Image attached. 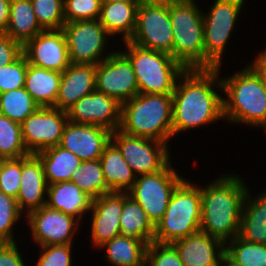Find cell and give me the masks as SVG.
<instances>
[{
  "instance_id": "7402d4cb",
  "label": "cell",
  "mask_w": 266,
  "mask_h": 266,
  "mask_svg": "<svg viewBox=\"0 0 266 266\" xmlns=\"http://www.w3.org/2000/svg\"><path fill=\"white\" fill-rule=\"evenodd\" d=\"M184 266H219L225 244L206 233L198 232L171 243Z\"/></svg>"
},
{
  "instance_id": "d590c367",
  "label": "cell",
  "mask_w": 266,
  "mask_h": 266,
  "mask_svg": "<svg viewBox=\"0 0 266 266\" xmlns=\"http://www.w3.org/2000/svg\"><path fill=\"white\" fill-rule=\"evenodd\" d=\"M33 10L43 30L62 29L64 18V0H30Z\"/></svg>"
},
{
  "instance_id": "4fadbf2b",
  "label": "cell",
  "mask_w": 266,
  "mask_h": 266,
  "mask_svg": "<svg viewBox=\"0 0 266 266\" xmlns=\"http://www.w3.org/2000/svg\"><path fill=\"white\" fill-rule=\"evenodd\" d=\"M68 123L67 112L55 107H39L21 123L22 140L30 154L60 145Z\"/></svg>"
},
{
  "instance_id": "c3c4849f",
  "label": "cell",
  "mask_w": 266,
  "mask_h": 266,
  "mask_svg": "<svg viewBox=\"0 0 266 266\" xmlns=\"http://www.w3.org/2000/svg\"><path fill=\"white\" fill-rule=\"evenodd\" d=\"M140 3H169L173 0H139Z\"/></svg>"
},
{
  "instance_id": "cb8c5ba5",
  "label": "cell",
  "mask_w": 266,
  "mask_h": 266,
  "mask_svg": "<svg viewBox=\"0 0 266 266\" xmlns=\"http://www.w3.org/2000/svg\"><path fill=\"white\" fill-rule=\"evenodd\" d=\"M247 191L243 202L238 237L257 244H266V188L258 195Z\"/></svg>"
},
{
  "instance_id": "4dcf8cb0",
  "label": "cell",
  "mask_w": 266,
  "mask_h": 266,
  "mask_svg": "<svg viewBox=\"0 0 266 266\" xmlns=\"http://www.w3.org/2000/svg\"><path fill=\"white\" fill-rule=\"evenodd\" d=\"M121 235L133 239H142L147 244L153 242L155 226L148 219L141 206L123 192V209L120 215Z\"/></svg>"
},
{
  "instance_id": "277c9868",
  "label": "cell",
  "mask_w": 266,
  "mask_h": 266,
  "mask_svg": "<svg viewBox=\"0 0 266 266\" xmlns=\"http://www.w3.org/2000/svg\"><path fill=\"white\" fill-rule=\"evenodd\" d=\"M119 130L168 144L173 138L172 94H137L122 103Z\"/></svg>"
},
{
  "instance_id": "b9f144b4",
  "label": "cell",
  "mask_w": 266,
  "mask_h": 266,
  "mask_svg": "<svg viewBox=\"0 0 266 266\" xmlns=\"http://www.w3.org/2000/svg\"><path fill=\"white\" fill-rule=\"evenodd\" d=\"M72 245L39 246L41 250L35 266H72Z\"/></svg>"
},
{
  "instance_id": "8fae6325",
  "label": "cell",
  "mask_w": 266,
  "mask_h": 266,
  "mask_svg": "<svg viewBox=\"0 0 266 266\" xmlns=\"http://www.w3.org/2000/svg\"><path fill=\"white\" fill-rule=\"evenodd\" d=\"M129 42L172 56L173 28L169 3H140L137 8L136 28Z\"/></svg>"
},
{
  "instance_id": "5b68a950",
  "label": "cell",
  "mask_w": 266,
  "mask_h": 266,
  "mask_svg": "<svg viewBox=\"0 0 266 266\" xmlns=\"http://www.w3.org/2000/svg\"><path fill=\"white\" fill-rule=\"evenodd\" d=\"M172 57L185 69H205L203 13L196 0L169 2Z\"/></svg>"
},
{
  "instance_id": "74e56055",
  "label": "cell",
  "mask_w": 266,
  "mask_h": 266,
  "mask_svg": "<svg viewBox=\"0 0 266 266\" xmlns=\"http://www.w3.org/2000/svg\"><path fill=\"white\" fill-rule=\"evenodd\" d=\"M102 0H64L66 22L99 19Z\"/></svg>"
},
{
  "instance_id": "f546056e",
  "label": "cell",
  "mask_w": 266,
  "mask_h": 266,
  "mask_svg": "<svg viewBox=\"0 0 266 266\" xmlns=\"http://www.w3.org/2000/svg\"><path fill=\"white\" fill-rule=\"evenodd\" d=\"M43 29L37 22L30 0H11L8 27L5 34L22 46Z\"/></svg>"
},
{
  "instance_id": "d6a6232c",
  "label": "cell",
  "mask_w": 266,
  "mask_h": 266,
  "mask_svg": "<svg viewBox=\"0 0 266 266\" xmlns=\"http://www.w3.org/2000/svg\"><path fill=\"white\" fill-rule=\"evenodd\" d=\"M38 108L39 105L24 87L0 93V114L12 121L21 124Z\"/></svg>"
},
{
  "instance_id": "6da1fadb",
  "label": "cell",
  "mask_w": 266,
  "mask_h": 266,
  "mask_svg": "<svg viewBox=\"0 0 266 266\" xmlns=\"http://www.w3.org/2000/svg\"><path fill=\"white\" fill-rule=\"evenodd\" d=\"M220 70L186 69L179 76L172 94L173 136L225 121Z\"/></svg>"
},
{
  "instance_id": "44dd1931",
  "label": "cell",
  "mask_w": 266,
  "mask_h": 266,
  "mask_svg": "<svg viewBox=\"0 0 266 266\" xmlns=\"http://www.w3.org/2000/svg\"><path fill=\"white\" fill-rule=\"evenodd\" d=\"M96 90V65L70 64L63 72L53 107L67 111L82 97Z\"/></svg>"
},
{
  "instance_id": "681fc988",
  "label": "cell",
  "mask_w": 266,
  "mask_h": 266,
  "mask_svg": "<svg viewBox=\"0 0 266 266\" xmlns=\"http://www.w3.org/2000/svg\"><path fill=\"white\" fill-rule=\"evenodd\" d=\"M102 2H140L139 0H102Z\"/></svg>"
},
{
  "instance_id": "f35d334b",
  "label": "cell",
  "mask_w": 266,
  "mask_h": 266,
  "mask_svg": "<svg viewBox=\"0 0 266 266\" xmlns=\"http://www.w3.org/2000/svg\"><path fill=\"white\" fill-rule=\"evenodd\" d=\"M21 172L22 157L1 159L0 191L16 199L20 190Z\"/></svg>"
},
{
  "instance_id": "ffe728a7",
  "label": "cell",
  "mask_w": 266,
  "mask_h": 266,
  "mask_svg": "<svg viewBox=\"0 0 266 266\" xmlns=\"http://www.w3.org/2000/svg\"><path fill=\"white\" fill-rule=\"evenodd\" d=\"M47 187L40 159L35 154L23 156L20 190L16 200L24 216L46 205Z\"/></svg>"
},
{
  "instance_id": "7c38bea8",
  "label": "cell",
  "mask_w": 266,
  "mask_h": 266,
  "mask_svg": "<svg viewBox=\"0 0 266 266\" xmlns=\"http://www.w3.org/2000/svg\"><path fill=\"white\" fill-rule=\"evenodd\" d=\"M111 142L136 176L156 173L171 161L169 144L155 139L127 135L117 129L111 133Z\"/></svg>"
},
{
  "instance_id": "f907efd6",
  "label": "cell",
  "mask_w": 266,
  "mask_h": 266,
  "mask_svg": "<svg viewBox=\"0 0 266 266\" xmlns=\"http://www.w3.org/2000/svg\"><path fill=\"white\" fill-rule=\"evenodd\" d=\"M260 58L265 59L266 60V46L264 50H261V52H259L257 54Z\"/></svg>"
},
{
  "instance_id": "4316f807",
  "label": "cell",
  "mask_w": 266,
  "mask_h": 266,
  "mask_svg": "<svg viewBox=\"0 0 266 266\" xmlns=\"http://www.w3.org/2000/svg\"><path fill=\"white\" fill-rule=\"evenodd\" d=\"M147 246L142 239L119 235L98 248H105L104 258L111 266H146Z\"/></svg>"
},
{
  "instance_id": "f1b7e54d",
  "label": "cell",
  "mask_w": 266,
  "mask_h": 266,
  "mask_svg": "<svg viewBox=\"0 0 266 266\" xmlns=\"http://www.w3.org/2000/svg\"><path fill=\"white\" fill-rule=\"evenodd\" d=\"M41 161L48 185L70 181L81 160L60 145L47 148L35 154Z\"/></svg>"
},
{
  "instance_id": "7a4b0ae2",
  "label": "cell",
  "mask_w": 266,
  "mask_h": 266,
  "mask_svg": "<svg viewBox=\"0 0 266 266\" xmlns=\"http://www.w3.org/2000/svg\"><path fill=\"white\" fill-rule=\"evenodd\" d=\"M223 173L201 186L200 231L224 244L238 236L248 187L238 174Z\"/></svg>"
},
{
  "instance_id": "f6af8a7d",
  "label": "cell",
  "mask_w": 266,
  "mask_h": 266,
  "mask_svg": "<svg viewBox=\"0 0 266 266\" xmlns=\"http://www.w3.org/2000/svg\"><path fill=\"white\" fill-rule=\"evenodd\" d=\"M11 0H0V33H5L8 27Z\"/></svg>"
},
{
  "instance_id": "ab89813d",
  "label": "cell",
  "mask_w": 266,
  "mask_h": 266,
  "mask_svg": "<svg viewBox=\"0 0 266 266\" xmlns=\"http://www.w3.org/2000/svg\"><path fill=\"white\" fill-rule=\"evenodd\" d=\"M28 62L22 54L13 63L0 67V93L24 87Z\"/></svg>"
},
{
  "instance_id": "52a82bcc",
  "label": "cell",
  "mask_w": 266,
  "mask_h": 266,
  "mask_svg": "<svg viewBox=\"0 0 266 266\" xmlns=\"http://www.w3.org/2000/svg\"><path fill=\"white\" fill-rule=\"evenodd\" d=\"M119 50L134 69L139 94H173L179 76L186 70L171 55L124 41Z\"/></svg>"
},
{
  "instance_id": "ac0fdd59",
  "label": "cell",
  "mask_w": 266,
  "mask_h": 266,
  "mask_svg": "<svg viewBox=\"0 0 266 266\" xmlns=\"http://www.w3.org/2000/svg\"><path fill=\"white\" fill-rule=\"evenodd\" d=\"M123 209V192H111L92 200L89 214L90 237L92 246L97 248L103 243L121 235L120 215Z\"/></svg>"
},
{
  "instance_id": "ba28073f",
  "label": "cell",
  "mask_w": 266,
  "mask_h": 266,
  "mask_svg": "<svg viewBox=\"0 0 266 266\" xmlns=\"http://www.w3.org/2000/svg\"><path fill=\"white\" fill-rule=\"evenodd\" d=\"M247 1V0H246ZM245 0H214L203 12L205 69L221 67L233 29L236 30ZM243 8V9H242ZM242 9V10H241Z\"/></svg>"
},
{
  "instance_id": "9c48e42d",
  "label": "cell",
  "mask_w": 266,
  "mask_h": 266,
  "mask_svg": "<svg viewBox=\"0 0 266 266\" xmlns=\"http://www.w3.org/2000/svg\"><path fill=\"white\" fill-rule=\"evenodd\" d=\"M171 163L156 173L137 176L127 192L146 212L154 226L164 216L173 191L185 179Z\"/></svg>"
},
{
  "instance_id": "2e32d148",
  "label": "cell",
  "mask_w": 266,
  "mask_h": 266,
  "mask_svg": "<svg viewBox=\"0 0 266 266\" xmlns=\"http://www.w3.org/2000/svg\"><path fill=\"white\" fill-rule=\"evenodd\" d=\"M66 112L69 122L97 125L112 132L120 128L121 104L96 90L79 99Z\"/></svg>"
},
{
  "instance_id": "ee69618b",
  "label": "cell",
  "mask_w": 266,
  "mask_h": 266,
  "mask_svg": "<svg viewBox=\"0 0 266 266\" xmlns=\"http://www.w3.org/2000/svg\"><path fill=\"white\" fill-rule=\"evenodd\" d=\"M17 243L18 241L6 243L0 248V266H26L23 255H21L23 252L20 253Z\"/></svg>"
},
{
  "instance_id": "bcb514c9",
  "label": "cell",
  "mask_w": 266,
  "mask_h": 266,
  "mask_svg": "<svg viewBox=\"0 0 266 266\" xmlns=\"http://www.w3.org/2000/svg\"><path fill=\"white\" fill-rule=\"evenodd\" d=\"M255 57L254 62L251 61L248 65L259 75L266 90V60L260 58L258 55Z\"/></svg>"
},
{
  "instance_id": "8992f818",
  "label": "cell",
  "mask_w": 266,
  "mask_h": 266,
  "mask_svg": "<svg viewBox=\"0 0 266 266\" xmlns=\"http://www.w3.org/2000/svg\"><path fill=\"white\" fill-rule=\"evenodd\" d=\"M201 185L184 179L173 191L162 219L155 225L153 242L172 243L200 232Z\"/></svg>"
},
{
  "instance_id": "e575fe53",
  "label": "cell",
  "mask_w": 266,
  "mask_h": 266,
  "mask_svg": "<svg viewBox=\"0 0 266 266\" xmlns=\"http://www.w3.org/2000/svg\"><path fill=\"white\" fill-rule=\"evenodd\" d=\"M225 253L241 266H266V244L251 243L236 236L225 244Z\"/></svg>"
},
{
  "instance_id": "8d00e7d4",
  "label": "cell",
  "mask_w": 266,
  "mask_h": 266,
  "mask_svg": "<svg viewBox=\"0 0 266 266\" xmlns=\"http://www.w3.org/2000/svg\"><path fill=\"white\" fill-rule=\"evenodd\" d=\"M24 214L20 211L17 200L0 191V238L6 243H15L14 226Z\"/></svg>"
},
{
  "instance_id": "5bb4252c",
  "label": "cell",
  "mask_w": 266,
  "mask_h": 266,
  "mask_svg": "<svg viewBox=\"0 0 266 266\" xmlns=\"http://www.w3.org/2000/svg\"><path fill=\"white\" fill-rule=\"evenodd\" d=\"M24 220L30 227V238L38 246L73 244L81 223L77 218L47 205L30 212Z\"/></svg>"
},
{
  "instance_id": "1f68e13d",
  "label": "cell",
  "mask_w": 266,
  "mask_h": 266,
  "mask_svg": "<svg viewBox=\"0 0 266 266\" xmlns=\"http://www.w3.org/2000/svg\"><path fill=\"white\" fill-rule=\"evenodd\" d=\"M71 181L92 200L103 194L111 193L104 180L103 169L99 159L82 161L72 174Z\"/></svg>"
},
{
  "instance_id": "603a6c76",
  "label": "cell",
  "mask_w": 266,
  "mask_h": 266,
  "mask_svg": "<svg viewBox=\"0 0 266 266\" xmlns=\"http://www.w3.org/2000/svg\"><path fill=\"white\" fill-rule=\"evenodd\" d=\"M91 204L92 199L71 180L53 183L47 187L46 205L71 215L80 222L83 216L89 214Z\"/></svg>"
},
{
  "instance_id": "484cf974",
  "label": "cell",
  "mask_w": 266,
  "mask_h": 266,
  "mask_svg": "<svg viewBox=\"0 0 266 266\" xmlns=\"http://www.w3.org/2000/svg\"><path fill=\"white\" fill-rule=\"evenodd\" d=\"M62 73L28 63L24 88L39 107H53L58 96Z\"/></svg>"
},
{
  "instance_id": "e0dca14e",
  "label": "cell",
  "mask_w": 266,
  "mask_h": 266,
  "mask_svg": "<svg viewBox=\"0 0 266 266\" xmlns=\"http://www.w3.org/2000/svg\"><path fill=\"white\" fill-rule=\"evenodd\" d=\"M22 53L29 64L61 73L71 64L62 29L41 31L22 46Z\"/></svg>"
},
{
  "instance_id": "3957f363",
  "label": "cell",
  "mask_w": 266,
  "mask_h": 266,
  "mask_svg": "<svg viewBox=\"0 0 266 266\" xmlns=\"http://www.w3.org/2000/svg\"><path fill=\"white\" fill-rule=\"evenodd\" d=\"M222 82L223 115L226 123L266 129V90L259 75L246 63L242 70Z\"/></svg>"
},
{
  "instance_id": "7bdbcfd3",
  "label": "cell",
  "mask_w": 266,
  "mask_h": 266,
  "mask_svg": "<svg viewBox=\"0 0 266 266\" xmlns=\"http://www.w3.org/2000/svg\"><path fill=\"white\" fill-rule=\"evenodd\" d=\"M22 45L0 33V67L13 63L22 55Z\"/></svg>"
},
{
  "instance_id": "d6986e66",
  "label": "cell",
  "mask_w": 266,
  "mask_h": 266,
  "mask_svg": "<svg viewBox=\"0 0 266 266\" xmlns=\"http://www.w3.org/2000/svg\"><path fill=\"white\" fill-rule=\"evenodd\" d=\"M111 133L112 131L101 126L68 121L60 146L72 152L81 161L97 160L111 142Z\"/></svg>"
},
{
  "instance_id": "30bf717a",
  "label": "cell",
  "mask_w": 266,
  "mask_h": 266,
  "mask_svg": "<svg viewBox=\"0 0 266 266\" xmlns=\"http://www.w3.org/2000/svg\"><path fill=\"white\" fill-rule=\"evenodd\" d=\"M62 30L71 64L97 65L115 52L107 51L108 40L112 36L105 30L99 19L66 22Z\"/></svg>"
},
{
  "instance_id": "7dc6e473",
  "label": "cell",
  "mask_w": 266,
  "mask_h": 266,
  "mask_svg": "<svg viewBox=\"0 0 266 266\" xmlns=\"http://www.w3.org/2000/svg\"><path fill=\"white\" fill-rule=\"evenodd\" d=\"M219 266H241L231 259L226 253L221 256Z\"/></svg>"
},
{
  "instance_id": "816d5d0a",
  "label": "cell",
  "mask_w": 266,
  "mask_h": 266,
  "mask_svg": "<svg viewBox=\"0 0 266 266\" xmlns=\"http://www.w3.org/2000/svg\"><path fill=\"white\" fill-rule=\"evenodd\" d=\"M4 244H6V242H5L3 239L0 238V248H1Z\"/></svg>"
},
{
  "instance_id": "60d3db41",
  "label": "cell",
  "mask_w": 266,
  "mask_h": 266,
  "mask_svg": "<svg viewBox=\"0 0 266 266\" xmlns=\"http://www.w3.org/2000/svg\"><path fill=\"white\" fill-rule=\"evenodd\" d=\"M146 266H184L171 243L151 242L146 250Z\"/></svg>"
},
{
  "instance_id": "83f0119b",
  "label": "cell",
  "mask_w": 266,
  "mask_h": 266,
  "mask_svg": "<svg viewBox=\"0 0 266 266\" xmlns=\"http://www.w3.org/2000/svg\"><path fill=\"white\" fill-rule=\"evenodd\" d=\"M99 160L104 180L111 192L127 193L132 188L137 176L124 160L119 149L110 142Z\"/></svg>"
},
{
  "instance_id": "d4e9b609",
  "label": "cell",
  "mask_w": 266,
  "mask_h": 266,
  "mask_svg": "<svg viewBox=\"0 0 266 266\" xmlns=\"http://www.w3.org/2000/svg\"><path fill=\"white\" fill-rule=\"evenodd\" d=\"M140 2H102L100 23L115 40L129 41L136 28L137 8Z\"/></svg>"
},
{
  "instance_id": "9a60e30c",
  "label": "cell",
  "mask_w": 266,
  "mask_h": 266,
  "mask_svg": "<svg viewBox=\"0 0 266 266\" xmlns=\"http://www.w3.org/2000/svg\"><path fill=\"white\" fill-rule=\"evenodd\" d=\"M96 91L115 98L120 104L139 94L134 69L119 50L96 65Z\"/></svg>"
},
{
  "instance_id": "836d02e7",
  "label": "cell",
  "mask_w": 266,
  "mask_h": 266,
  "mask_svg": "<svg viewBox=\"0 0 266 266\" xmlns=\"http://www.w3.org/2000/svg\"><path fill=\"white\" fill-rule=\"evenodd\" d=\"M30 153L22 140L21 124L0 114V158H20Z\"/></svg>"
}]
</instances>
